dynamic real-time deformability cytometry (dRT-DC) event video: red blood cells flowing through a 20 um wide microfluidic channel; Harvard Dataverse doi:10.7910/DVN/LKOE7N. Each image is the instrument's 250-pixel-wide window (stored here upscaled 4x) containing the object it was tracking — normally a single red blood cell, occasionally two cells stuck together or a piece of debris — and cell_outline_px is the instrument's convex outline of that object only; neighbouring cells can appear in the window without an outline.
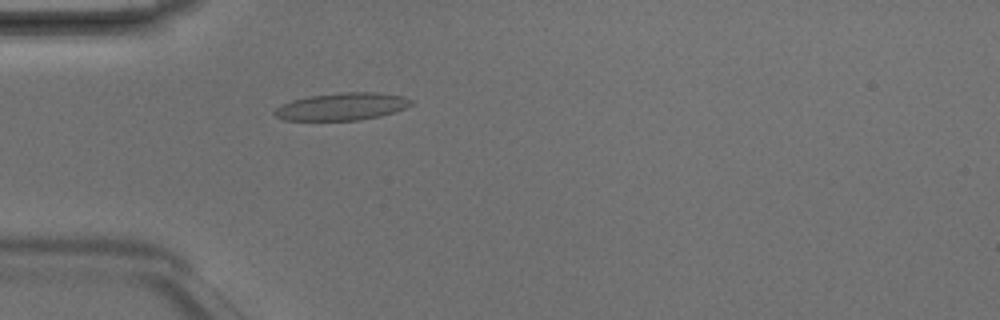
{"species": "Egyptian fruit bat (a non-hibernating species)", "species_latin": "Rousettus aegyptiacus", "temperature_condition": "room temperature", "stored_images_in_passage": 4, "camera_frame_rate_fps": 3000, "um_per_image_px": 0.085, "animal": {"sex": "male"}, "frame": {"image": 1, "passage_image": 4, "time_ms": 1.0, "image_size_px": [1000, 320], "cell_outline_px": [[412, 104], [404, 108], [380, 116], [360, 120], [284, 120], [276, 116], [272, 112], [276, 108], [292, 100], [308, 96], [340, 92], [376, 92], [404, 96], [412, 100]], "centroid_in_image_um": [29.06, 9.05], "position_along_channel_um": 55.9, "area_um2": 21.73}}